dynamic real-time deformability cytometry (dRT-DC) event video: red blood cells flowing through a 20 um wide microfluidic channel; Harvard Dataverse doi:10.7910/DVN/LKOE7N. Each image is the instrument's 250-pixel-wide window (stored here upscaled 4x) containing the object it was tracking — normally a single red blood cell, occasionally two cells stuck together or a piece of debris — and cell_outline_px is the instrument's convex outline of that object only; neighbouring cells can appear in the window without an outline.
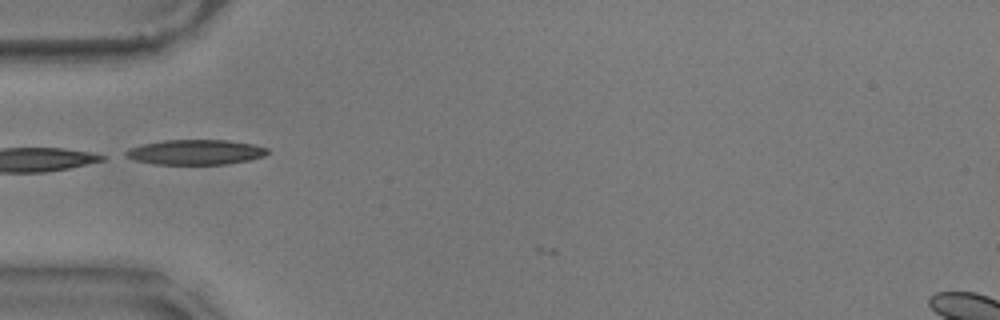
{"species": "common noctule bat (a hibernating species)", "species_latin": "Nyctalus noctula", "temperature_condition": "warm", "stored_images_in_passage": 8, "camera_frame_rate_fps": 3000, "um_per_image_px": 0.085, "animal": {"sex": "male", "body_mass_g": 17.9}, "frame": {"image": 1, "passage_image": 6, "time_ms": 1.667, "image_size_px": [1000, 320], "cell_outline_px": [[268, 152], [264, 156], [248, 160], [228, 164], [152, 164], [136, 160], [124, 156], [124, 152], [128, 148], [144, 144], [164, 140], [228, 140], [252, 144], [268, 148]], "centroid_in_image_um": [16.6, 12.93], "position_along_channel_um": 68.4, "area_um2": 20.63}}